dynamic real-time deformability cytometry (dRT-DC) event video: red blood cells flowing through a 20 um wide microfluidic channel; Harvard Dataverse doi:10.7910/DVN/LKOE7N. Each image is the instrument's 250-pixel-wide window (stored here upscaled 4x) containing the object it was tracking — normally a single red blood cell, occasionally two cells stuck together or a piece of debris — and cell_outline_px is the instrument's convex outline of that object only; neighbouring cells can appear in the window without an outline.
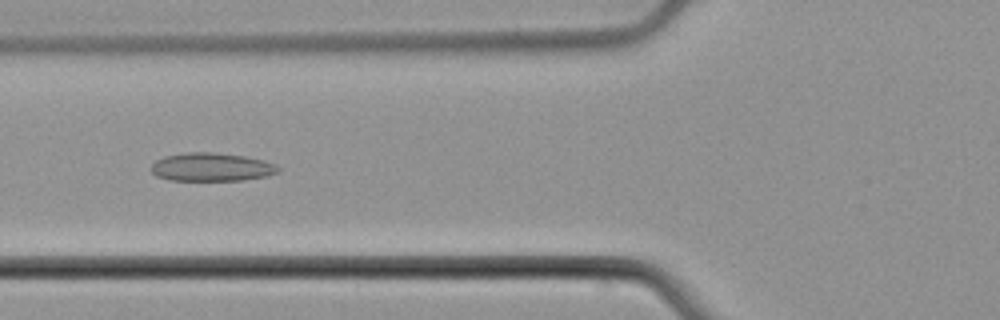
{"species": "common noctule bat (a hibernating species)", "species_latin": "Nyctalus noctula", "temperature_condition": "cold", "stored_images_in_passage": 6, "camera_frame_rate_fps": 3000, "um_per_image_px": 0.085, "animal": {"sex": "male", "body_mass_g": 21.5, "forearm_length_mm": 52.0}, "frame": {"image": 1, "passage_image": 4, "time_ms": 5.333, "image_size_px": [1000, 320], "cell_outline_px": [[280, 168], [276, 172], [268, 176], [240, 180], [168, 180], [156, 176], [152, 172], [152, 164], [156, 160], [164, 156], [188, 152], [212, 152], [244, 156], [264, 160], [276, 164]], "centroid_in_image_um": [17.97, 14.2], "position_along_channel_um": 107.8, "area_um2": 20.92}}
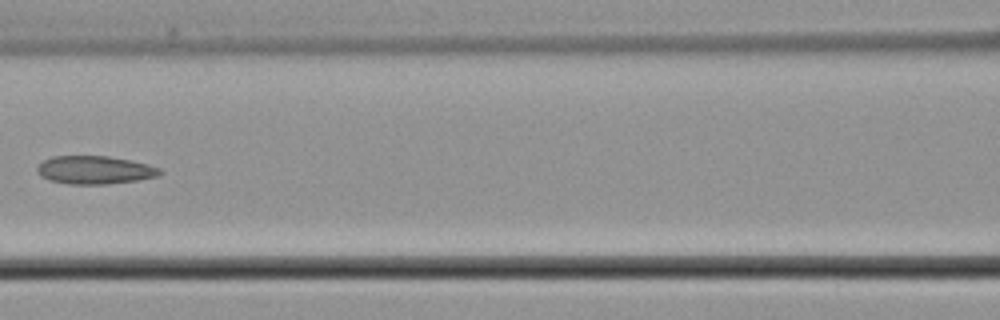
{"frame": {"image": 2, "passage_image": 5, "time_ms": 6.667, "image_size_px": [1000, 320], "cell_outline_px": [[164, 172], [160, 176], [136, 180], [104, 184], [68, 184], [48, 180], [40, 176], [36, 172], [36, 168], [44, 160], [52, 156], [108, 156], [148, 164], [160, 168]], "centroid_in_image_um": [8.04, 14.45], "position_along_channel_um": 158.6, "area_um2": 20.17}}
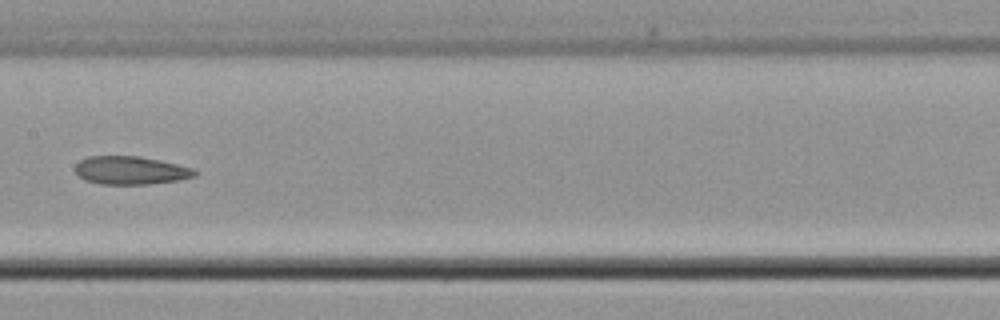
{"frame": {"image": 3, "passage_image": 6, "time_ms": 7.667, "image_size_px": [1000, 320], "cell_outline_px": [[196, 176], [176, 180], [148, 184], [100, 184], [84, 180], [76, 172], [76, 164], [80, 160], [88, 156], [140, 156], [160, 160], [192, 168], [196, 172]], "centroid_in_image_um": [11.08, 14.48], "position_along_channel_um": 196.3, "area_um2": 19.48}}